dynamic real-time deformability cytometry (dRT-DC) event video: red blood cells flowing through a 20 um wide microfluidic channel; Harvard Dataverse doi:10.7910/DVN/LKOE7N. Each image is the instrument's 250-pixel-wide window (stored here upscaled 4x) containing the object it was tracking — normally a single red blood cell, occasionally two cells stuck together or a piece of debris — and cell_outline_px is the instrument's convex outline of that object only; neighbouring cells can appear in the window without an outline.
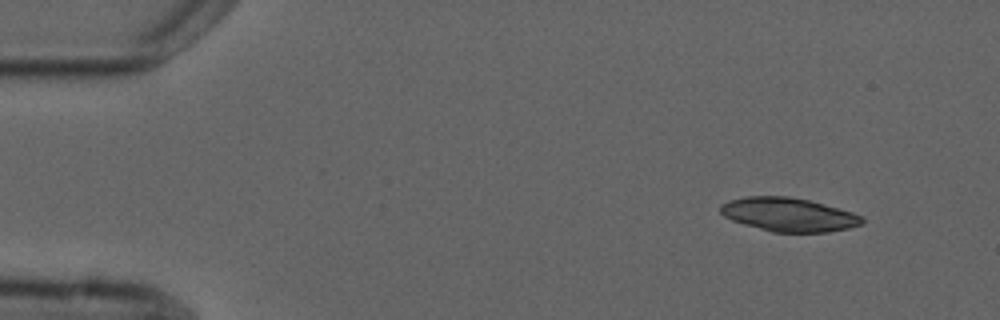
{"species": "common noctule bat (a hibernating species)", "species_latin": "Nyctalus noctula", "temperature_condition": "cold", "stored_images_in_passage": 3, "camera_frame_rate_fps": 3000, "um_per_image_px": 0.085, "animal": {"sex": "male", "forearm_length_mm": 52.5}, "frame": {"image": 1, "passage_image": 3, "time_ms": 2.333, "image_size_px": [1000, 320], "cell_outline_px": [[864, 220], [860, 224], [848, 228], [828, 232], [772, 232], [744, 224], [732, 220], [724, 216], [720, 212], [720, 204], [728, 200], [748, 196], [788, 196], [808, 200], [852, 212], [864, 216]], "centroid_in_image_um": [67.01, 18.24], "position_along_channel_um": 18.0, "area_um2": 27.69}}